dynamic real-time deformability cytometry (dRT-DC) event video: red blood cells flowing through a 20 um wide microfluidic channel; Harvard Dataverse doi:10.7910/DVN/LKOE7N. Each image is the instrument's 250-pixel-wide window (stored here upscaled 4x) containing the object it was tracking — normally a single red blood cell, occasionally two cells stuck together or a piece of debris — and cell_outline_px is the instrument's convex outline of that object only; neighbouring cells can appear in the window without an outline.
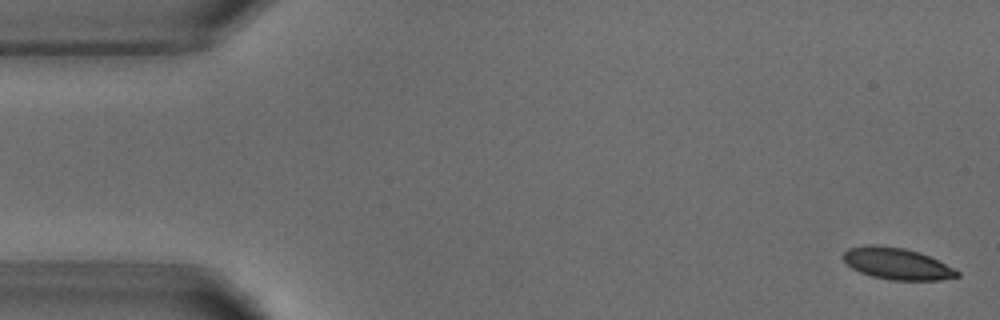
{"species": "common noctule bat (a hibernating species)", "species_latin": "Nyctalus noctula", "temperature_condition": "warm", "stored_images_in_passage": 5, "camera_frame_rate_fps": 3000, "um_per_image_px": 0.085, "animal": {"sex": "male", "body_mass_g": 18.8}, "frame": {"image": 1, "passage_image": 1, "time_ms": 0.0, "image_size_px": [1000, 320], "cell_outline_px": [[960, 276], [940, 280], [888, 280], [872, 276], [860, 272], [852, 268], [844, 260], [844, 252], [848, 248], [868, 244], [876, 244], [904, 248], [920, 252], [960, 272]], "centroid_in_image_um": [76.22, 22.41], "position_along_channel_um": 8.8, "area_um2": 20.87}}
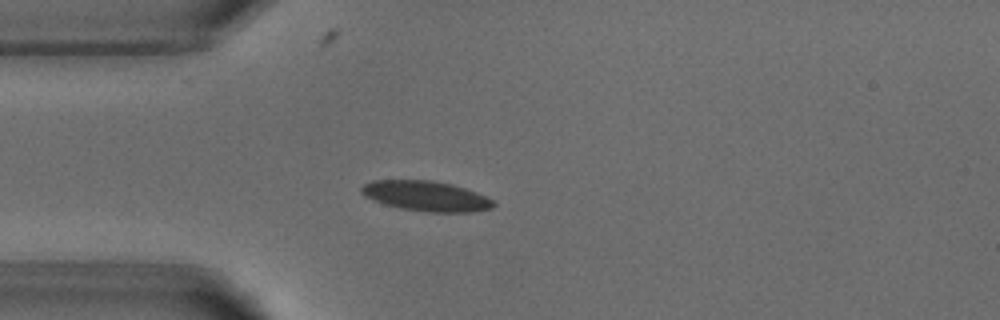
{"frame": {"image": 2, "passage_image": 4, "time_ms": 4.0, "image_size_px": [1000, 320], "cell_outline_px": [[496, 204], [492, 208], [472, 212], [428, 212], [400, 208], [384, 204], [372, 200], [364, 196], [360, 192], [360, 188], [364, 184], [372, 180], [432, 180], [452, 184], [476, 192], [492, 200]], "centroid_in_image_um": [36.18, 16.66], "position_along_channel_um": 48.8, "area_um2": 23.24}}